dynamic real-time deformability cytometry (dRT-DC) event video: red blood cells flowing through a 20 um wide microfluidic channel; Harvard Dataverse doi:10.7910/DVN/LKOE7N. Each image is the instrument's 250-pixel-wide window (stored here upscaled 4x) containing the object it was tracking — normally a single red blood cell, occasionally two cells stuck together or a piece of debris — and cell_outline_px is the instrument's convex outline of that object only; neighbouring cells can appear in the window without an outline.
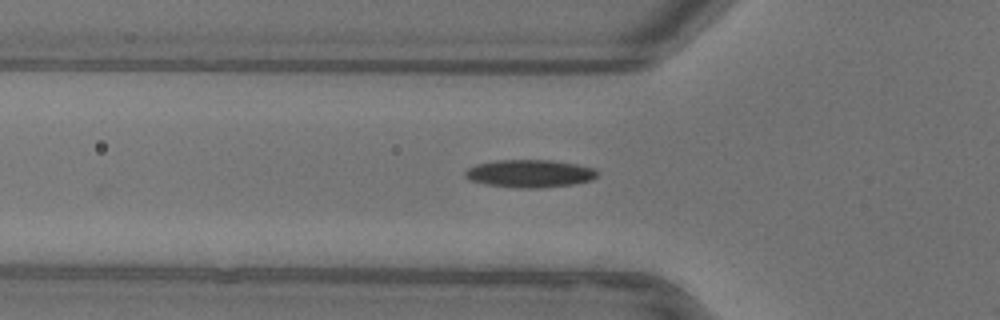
{"species": "common noctule bat (a hibernating species)", "species_latin": "Nyctalus noctula", "temperature_condition": "warm", "stored_images_in_passage": 6, "camera_frame_rate_fps": 3000, "um_per_image_px": 0.085, "animal": {"sex": "female"}, "frame": {"image": 1, "passage_image": 4, "time_ms": 1.0, "image_size_px": [1000, 320], "cell_outline_px": [[596, 176], [592, 180], [572, 184], [536, 188], [524, 188], [488, 184], [472, 180], [464, 176], [464, 172], [468, 168], [476, 164], [496, 160], [552, 160], [576, 164], [596, 168]], "centroid_in_image_um": [45.04, 14.73], "position_along_channel_um": 80.8, "area_um2": 21.1}}